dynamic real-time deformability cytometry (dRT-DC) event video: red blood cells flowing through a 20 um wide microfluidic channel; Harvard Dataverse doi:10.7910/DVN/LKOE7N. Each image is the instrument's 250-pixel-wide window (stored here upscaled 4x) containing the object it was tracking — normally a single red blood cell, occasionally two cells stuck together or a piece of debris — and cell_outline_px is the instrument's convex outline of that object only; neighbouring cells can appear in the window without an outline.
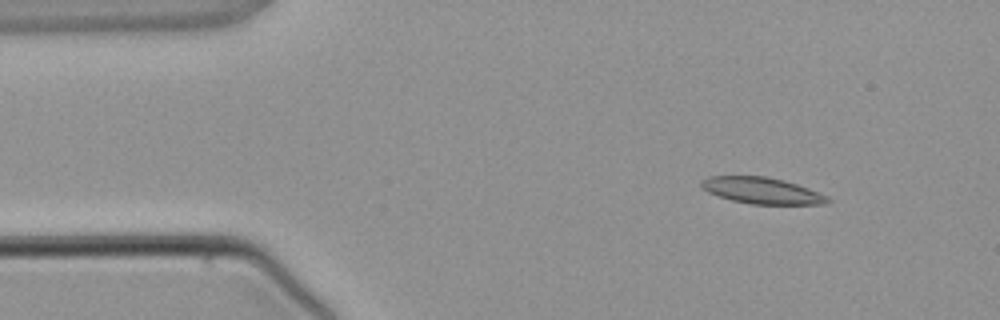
{"species": "common noctule bat (a hibernating species)", "species_latin": "Nyctalus noctula", "temperature_condition": "warm", "stored_images_in_passage": 4, "camera_frame_rate_fps": 3000, "um_per_image_px": 0.085, "animal": {"sex": "male", "body_mass_g": 21.5, "forearm_length_mm": 52.0}, "frame": {"image": 1, "passage_image": 2, "time_ms": 1.333, "image_size_px": [1000, 320], "cell_outline_px": [[832, 200], [824, 204], [752, 204], [732, 200], [708, 192], [700, 188], [700, 180], [708, 176], [768, 176], [784, 180], [808, 188], [828, 196]], "centroid_in_image_um": [64.74, 16.19], "position_along_channel_um": 20.3, "area_um2": 19.42}}
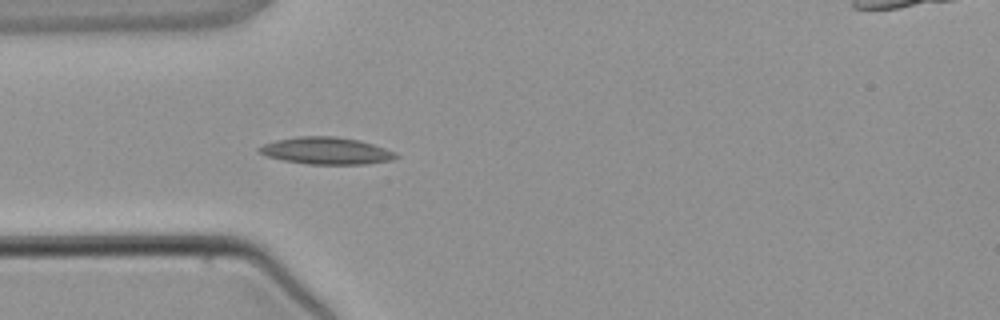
{"frame": {"image": 2, "passage_image": 4, "time_ms": 3.667, "image_size_px": [1000, 320], "cell_outline_px": [[400, 156], [392, 160], [368, 164], [308, 164], [284, 160], [268, 156], [256, 152], [256, 148], [264, 144], [276, 140], [296, 136], [336, 136], [360, 140], [396, 152]], "centroid_in_image_um": [27.73, 12.81], "position_along_channel_um": 57.3, "area_um2": 21.68}}